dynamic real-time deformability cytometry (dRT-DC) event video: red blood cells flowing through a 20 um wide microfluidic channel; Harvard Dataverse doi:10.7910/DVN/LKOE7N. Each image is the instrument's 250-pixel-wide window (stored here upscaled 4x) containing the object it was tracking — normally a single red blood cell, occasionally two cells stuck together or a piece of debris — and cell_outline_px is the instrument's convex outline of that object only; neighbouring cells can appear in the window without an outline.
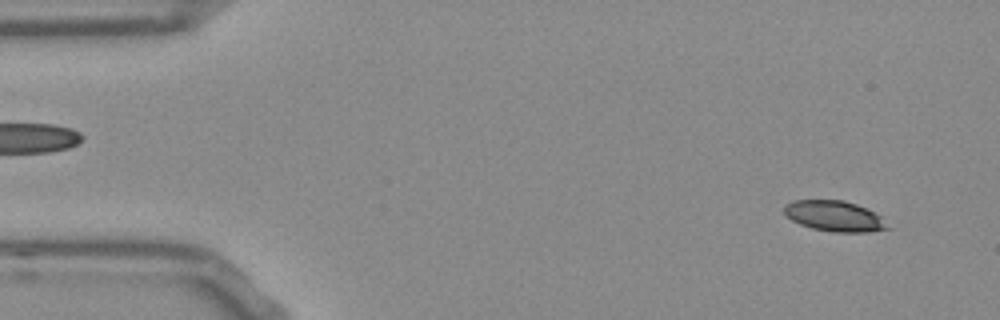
{"species": "Egyptian fruit bat (a non-hibernating species)", "species_latin": "Rousettus aegyptiacus", "temperature_condition": "room temperature", "stored_images_in_passage": 15, "camera_frame_rate_fps": 3000, "um_per_image_px": 0.085, "frame": {"image": 1, "passage_image": 3, "time_ms": 0.667, "image_size_px": [1000, 320], "cell_outline_px": [[892, 228], [868, 232], [832, 232], [812, 228], [800, 224], [792, 220], [784, 212], [784, 208], [792, 200], [844, 200], [856, 204], [880, 216]], "centroid_in_image_um": [70.94, 18.37], "position_along_channel_um": 14.1, "area_um2": 18.26}}